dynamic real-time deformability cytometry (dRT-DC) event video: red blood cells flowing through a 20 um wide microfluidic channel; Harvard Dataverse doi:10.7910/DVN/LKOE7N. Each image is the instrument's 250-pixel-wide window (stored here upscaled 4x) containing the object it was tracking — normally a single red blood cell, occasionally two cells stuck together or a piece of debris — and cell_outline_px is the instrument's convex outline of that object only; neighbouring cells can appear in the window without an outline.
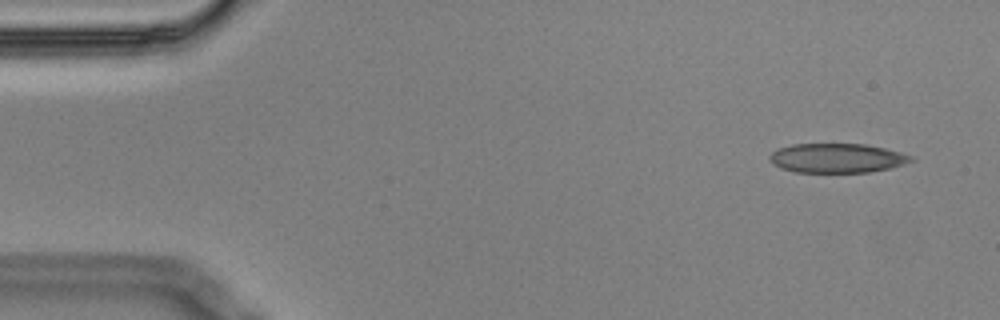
{"species": "Egyptian fruit bat (a non-hibernating species)", "species_latin": "Rousettus aegyptiacus", "temperature_condition": "cold", "stored_images_in_passage": 3, "camera_frame_rate_fps": 3000, "um_per_image_px": 0.085, "animal": {"sex": "male"}, "frame": {"image": 1, "passage_image": 1, "time_ms": 0.0, "image_size_px": [1000, 320], "cell_outline_px": [[916, 160], [904, 164], [888, 168], [868, 172], [796, 172], [780, 168], [768, 156], [772, 152], [780, 148], [792, 144], [864, 144], [884, 148], [916, 156]], "centroid_in_image_um": [71.2, 13.43], "position_along_channel_um": 13.8, "area_um2": 24.04}}
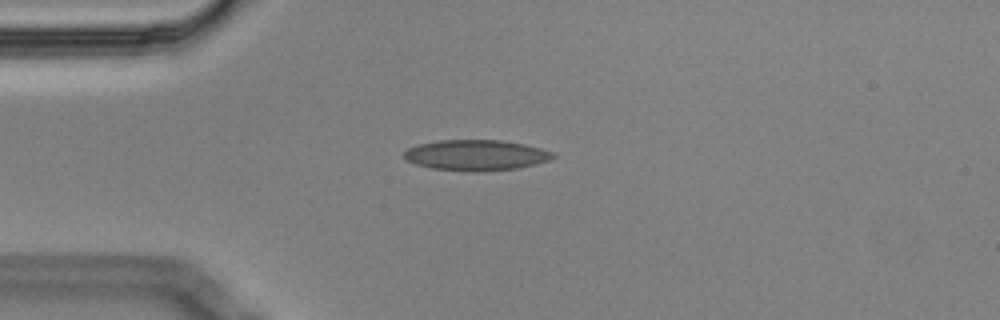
{"frame": {"image": 2, "passage_image": 2, "time_ms": 0.333, "image_size_px": [1000, 320], "cell_outline_px": [[556, 156], [548, 160], [536, 164], [516, 168], [480, 172], [476, 172], [432, 168], [416, 164], [408, 160], [404, 156], [404, 152], [408, 148], [416, 144], [440, 140], [500, 140], [524, 144], [540, 148], [552, 152]], "centroid_in_image_um": [40.45, 13.18], "position_along_channel_um": 44.5, "area_um2": 26.47}}
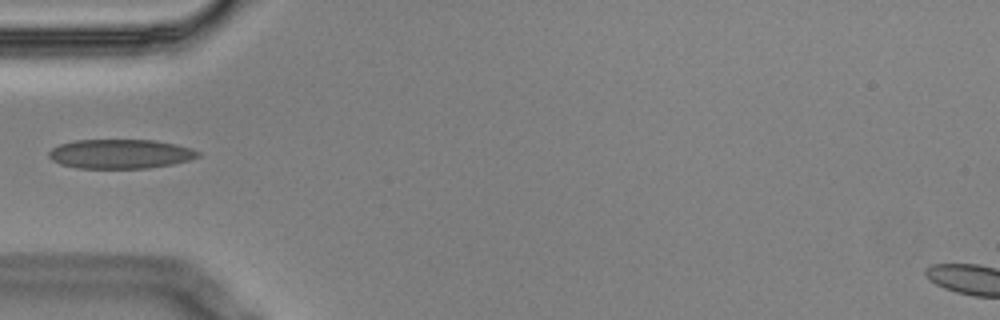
{"frame": {"image": 3, "passage_image": 3, "time_ms": 0.667, "image_size_px": [1000, 320], "cell_outline_px": [[200, 156], [188, 160], [172, 164], [148, 168], [76, 168], [60, 164], [52, 160], [48, 156], [48, 152], [52, 148], [60, 144], [76, 140], [156, 140], [176, 144], [192, 148], [200, 152]], "centroid_in_image_um": [10.23, 13.08], "position_along_channel_um": 74.8, "area_um2": 25.55}}